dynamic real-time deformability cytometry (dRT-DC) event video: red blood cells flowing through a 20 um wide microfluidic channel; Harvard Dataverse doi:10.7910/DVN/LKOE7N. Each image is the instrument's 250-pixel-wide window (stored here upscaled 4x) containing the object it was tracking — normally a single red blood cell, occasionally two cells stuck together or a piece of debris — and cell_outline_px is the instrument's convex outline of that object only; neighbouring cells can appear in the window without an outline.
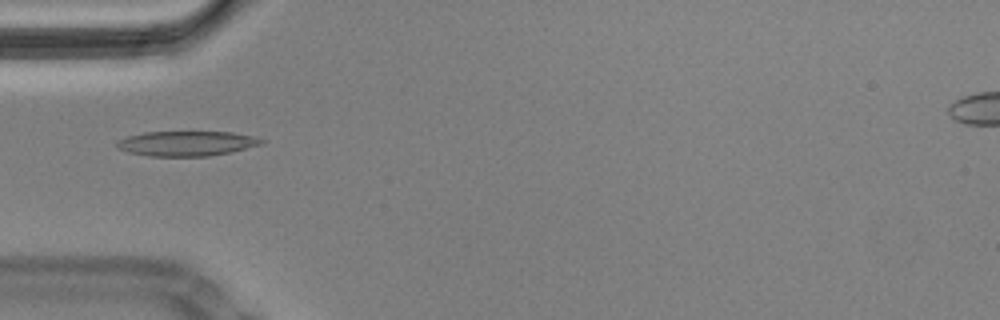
{"species": "Egyptian fruit bat (a non-hibernating species)", "species_latin": "Rousettus aegyptiacus", "temperature_condition": "cold", "stored_images_in_passage": 40, "camera_frame_rate_fps": 3000, "um_per_image_px": 0.085, "animal": {"sex": "male"}, "frame": {"image": 1, "passage_image": 1, "time_ms": 0.0, "image_size_px": [1000, 320], "cell_outline_px": [[264, 144], [228, 152], [208, 156], [148, 156], [128, 152], [116, 148], [116, 140], [128, 136], [144, 132], [232, 132], [256, 136], [264, 140]], "centroid_in_image_um": [15.84, 12.19], "position_along_channel_um": 69.2, "area_um2": 21.04}, "authors_computed_cell_mechanics": {"area_um2": 21.8195, "velocity_mm_per_s": 3.4872, "shape_relaxation_time_tau1_ms": null, "shape_relaxation_time_tau2_ms": 1.5713, "deformation_change_tau1": null, "deformation_change_tau2": 0.0838}}